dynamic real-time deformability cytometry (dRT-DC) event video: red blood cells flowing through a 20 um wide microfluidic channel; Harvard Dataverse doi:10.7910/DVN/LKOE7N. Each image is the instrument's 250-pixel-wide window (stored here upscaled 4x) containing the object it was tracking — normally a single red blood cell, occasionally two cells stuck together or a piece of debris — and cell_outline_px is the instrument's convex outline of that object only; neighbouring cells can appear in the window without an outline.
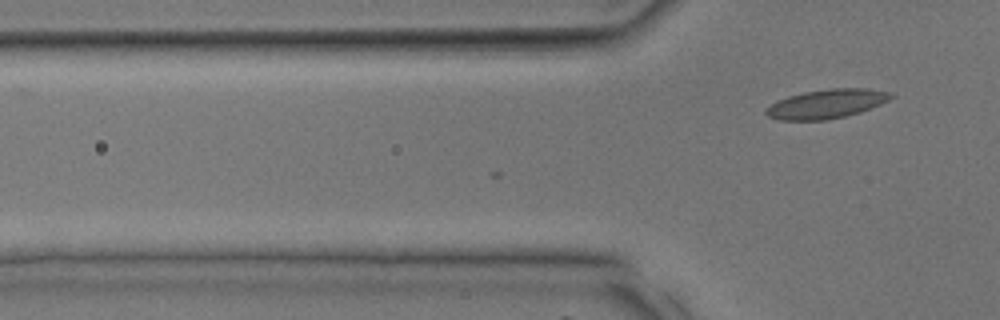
{"species": "common noctule bat (a hibernating species)", "species_latin": "Nyctalus noctula", "temperature_condition": "room temperature", "stored_images_in_passage": 3, "camera_frame_rate_fps": 3000, "um_per_image_px": 0.085, "animal": {"sex": "male", "body_mass_g": 17.9, "forearm_length_mm": 54.2}, "frame": {"image": 1, "passage_image": 3, "time_ms": 0.667, "image_size_px": [1000, 320], "cell_outline_px": [[896, 96], [880, 104], [860, 112], [844, 116], [824, 120], [776, 120], [768, 116], [764, 112], [764, 108], [788, 96], [804, 92], [832, 88], [868, 88], [892, 92]], "centroid_in_image_um": [70.27, 8.82], "position_along_channel_um": 55.5, "area_um2": 21.15}}